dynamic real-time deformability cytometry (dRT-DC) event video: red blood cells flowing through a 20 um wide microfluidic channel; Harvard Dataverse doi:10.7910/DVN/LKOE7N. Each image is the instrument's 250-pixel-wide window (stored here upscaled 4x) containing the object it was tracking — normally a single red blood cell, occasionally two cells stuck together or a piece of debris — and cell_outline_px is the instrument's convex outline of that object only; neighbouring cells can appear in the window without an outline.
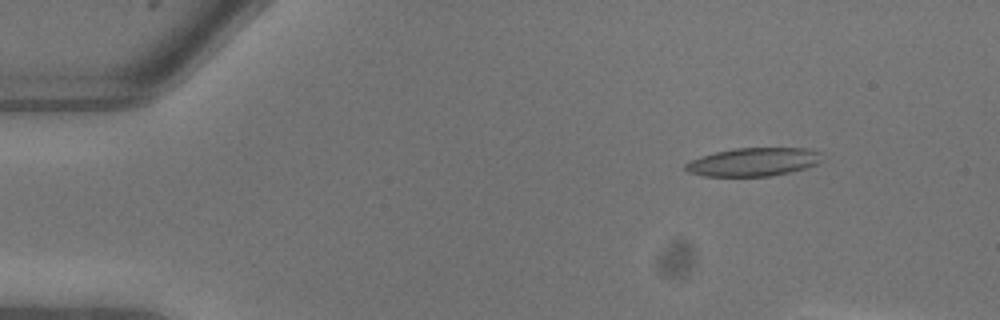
{"species": "common noctule bat (a hibernating species)", "species_latin": "Nyctalus noctula", "temperature_condition": "warm", "stored_images_in_passage": 9, "camera_frame_rate_fps": 3000, "um_per_image_px": 0.085, "animal": {"sex": "male", "body_mass_g": 13.3}, "frame": {"image": 1, "passage_image": 1, "time_ms": 0.0, "image_size_px": [1000, 320], "cell_outline_px": [[820, 152], [816, 164], [804, 168], [788, 172], [768, 176], [704, 176], [688, 172], [684, 168], [684, 164], [692, 160], [716, 152], [736, 148], [808, 148]], "centroid_in_image_um": [63.99, 13.76], "position_along_channel_um": 21.0, "area_um2": 22.08}}
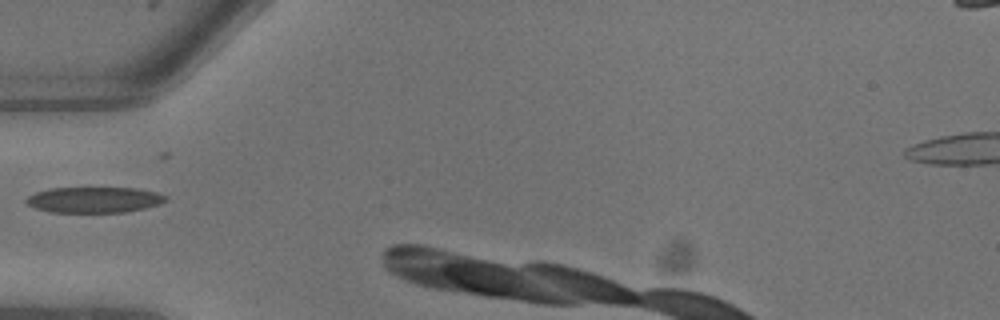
{"frame": {"image": 2, "passage_image": 6, "time_ms": 1.667, "image_size_px": [1000, 320], "cell_outline_px": [[168, 200], [160, 204], [144, 208], [124, 212], [52, 212], [36, 208], [28, 204], [24, 200], [28, 196], [36, 192], [52, 188], [136, 188], [156, 192], [168, 196]], "centroid_in_image_um": [8.04, 16.98], "position_along_channel_um": 77.0, "area_um2": 20.87}}